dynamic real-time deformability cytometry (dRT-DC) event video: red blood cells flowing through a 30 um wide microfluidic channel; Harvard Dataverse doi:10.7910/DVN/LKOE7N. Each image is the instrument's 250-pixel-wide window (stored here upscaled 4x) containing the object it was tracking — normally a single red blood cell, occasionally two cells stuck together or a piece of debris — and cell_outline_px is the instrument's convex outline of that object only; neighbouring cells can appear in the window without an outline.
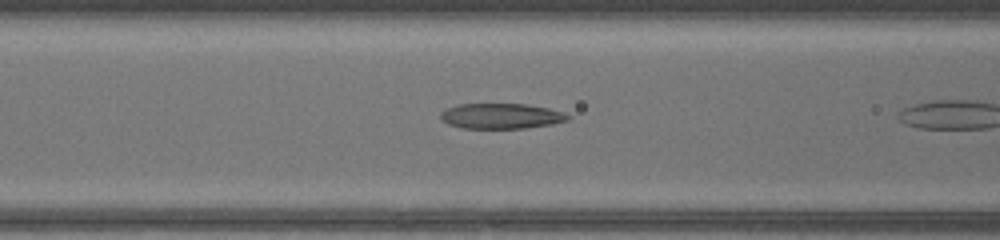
{"species": "common noctule bat (a hibernating species)", "species_latin": "Nyctalus noctula", "temperature_condition": "warm", "stored_images_in_passage": 7, "camera_frame_rate_fps": 3000, "um_per_image_px": 0.085, "animal": {"sex": "female", "body_mass_g": 17.0, "forearm_length_mm": 48.0}, "frame": {"image": 1, "passage_image": 5, "time_ms": 1.333, "image_size_px": [1000, 240], "cell_outline_px": [[572, 116], [568, 120], [552, 124], [524, 128], [460, 128], [448, 124], [440, 120], [440, 112], [456, 104], [528, 104], [548, 108], [564, 112]], "centroid_in_image_um": [42.59, 9.86], "position_along_channel_um": 124.0, "area_um2": 18.96}}